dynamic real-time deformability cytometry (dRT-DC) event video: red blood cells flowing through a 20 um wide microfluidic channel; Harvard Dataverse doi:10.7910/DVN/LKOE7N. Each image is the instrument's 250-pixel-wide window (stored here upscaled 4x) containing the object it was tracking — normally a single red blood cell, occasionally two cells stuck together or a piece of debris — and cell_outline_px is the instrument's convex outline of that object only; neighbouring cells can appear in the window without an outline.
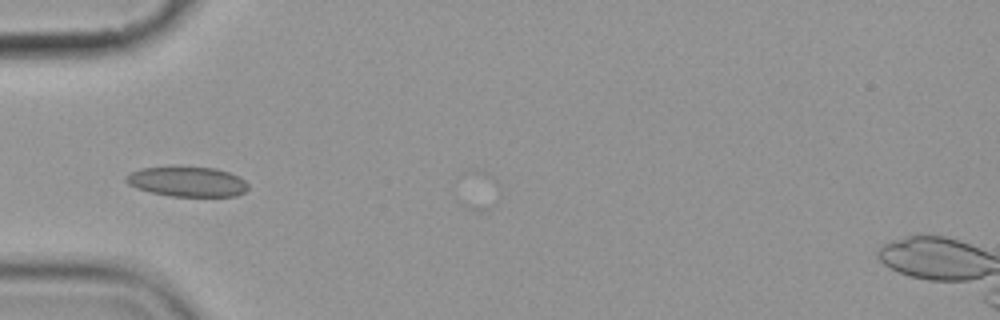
{"species": "common noctule bat (a hibernating species)", "species_latin": "Nyctalus noctula", "temperature_condition": "cold", "stored_images_in_passage": 6, "camera_frame_rate_fps": 3000, "um_per_image_px": 0.085, "animal": {"sex": "female", "body_mass_g": 19.9}, "frame": {"image": 1, "passage_image": 5, "time_ms": 4.667, "image_size_px": [1000, 320], "cell_outline_px": [[248, 188], [244, 192], [236, 196], [172, 196], [152, 192], [136, 188], [128, 184], [124, 180], [124, 176], [140, 168], [216, 168], [228, 172], [244, 180], [248, 184]], "centroid_in_image_um": [15.91, 15.46], "position_along_channel_um": 69.1, "area_um2": 20.87}}